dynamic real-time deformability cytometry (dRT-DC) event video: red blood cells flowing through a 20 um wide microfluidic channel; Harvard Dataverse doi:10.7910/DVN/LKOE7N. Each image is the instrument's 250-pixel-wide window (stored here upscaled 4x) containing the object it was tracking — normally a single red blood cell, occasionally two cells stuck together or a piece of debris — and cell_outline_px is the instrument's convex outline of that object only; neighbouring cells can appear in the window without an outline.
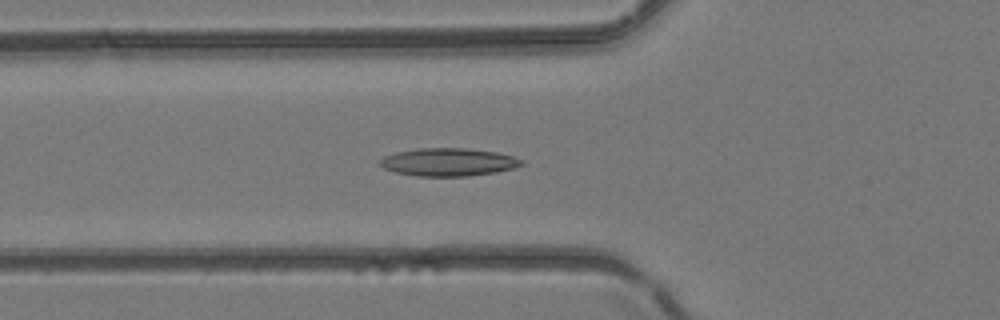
{"species": "common noctule bat (a hibernating species)", "species_latin": "Nyctalus noctula", "temperature_condition": "room temperature", "stored_images_in_passage": 43, "camera_frame_rate_fps": 3000, "um_per_image_px": 0.085, "animal": {"sex": "female", "body_mass_g": 24.6, "forearm_length_mm": 56.2}, "frame": {"image": 1, "passage_image": 16, "time_ms": 5.0, "image_size_px": [1000, 320], "cell_outline_px": [[524, 164], [512, 168], [496, 172], [468, 176], [416, 176], [396, 172], [384, 168], [380, 164], [380, 160], [384, 156], [396, 152], [416, 148], [468, 148], [496, 152], [512, 156], [524, 160]], "centroid_in_image_um": [38.12, 13.77], "position_along_channel_um": 87.7, "area_um2": 23.0}}
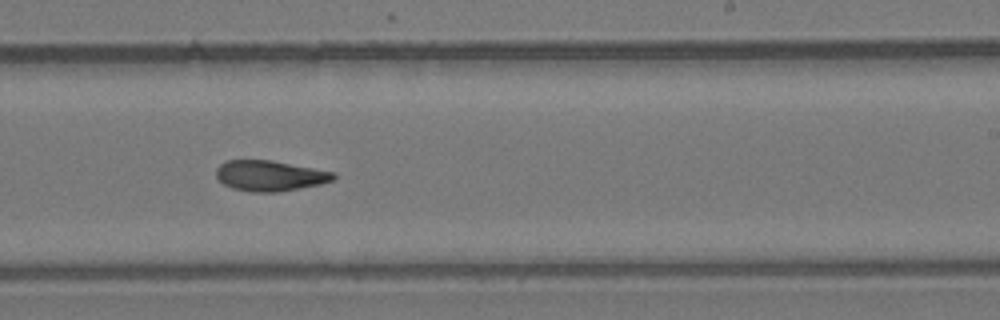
{"frame": {"image": 2, "passage_image": 27, "time_ms": 8.667, "image_size_px": [1000, 320], "cell_outline_px": [[336, 180], [320, 184], [280, 192], [252, 192], [232, 188], [224, 184], [216, 176], [216, 168], [220, 164], [228, 160], [272, 160], [336, 172]], "centroid_in_image_um": [22.97, 14.93], "position_along_channel_um": 266.0, "area_um2": 21.04}}
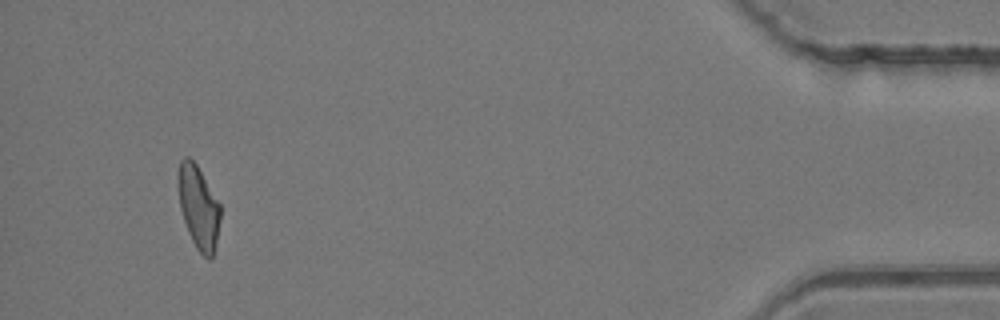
{"frame": {"image": 3, "passage_image": 41, "time_ms": 13.333, "image_size_px": [1000, 320], "cell_outline_px": [[220, 220], [216, 244], [212, 260], [208, 260], [196, 248], [188, 232], [180, 208], [180, 160], [184, 156], [188, 156], [196, 164], [220, 204]], "centroid_in_image_um": [16.91, 17.68], "position_along_channel_um": 418.3, "area_um2": 19.88}}